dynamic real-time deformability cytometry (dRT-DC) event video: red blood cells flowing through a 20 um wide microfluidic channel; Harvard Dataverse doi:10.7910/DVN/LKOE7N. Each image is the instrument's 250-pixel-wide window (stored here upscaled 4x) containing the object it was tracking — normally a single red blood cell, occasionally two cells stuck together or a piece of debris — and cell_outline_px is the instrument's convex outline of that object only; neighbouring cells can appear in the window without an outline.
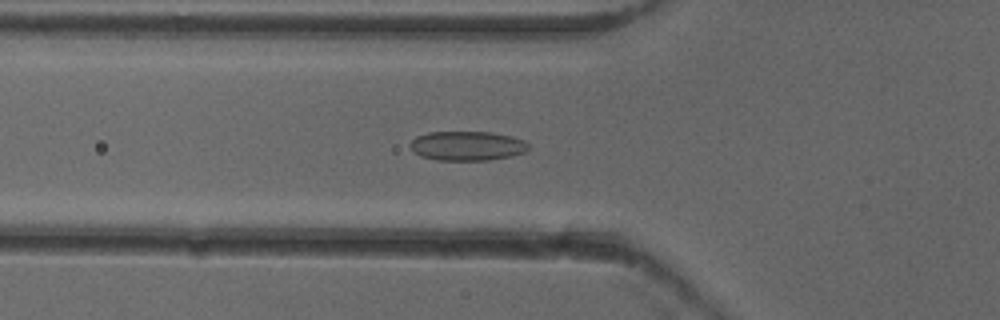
{"species": "common noctule bat (a hibernating species)", "species_latin": "Nyctalus noctula", "temperature_condition": "cold", "stored_images_in_passage": 53, "camera_frame_rate_fps": 3000, "um_per_image_px": 0.085, "animal": {"sex": "female"}, "frame": {"image": 1, "passage_image": 19, "time_ms": 6.0, "image_size_px": [1000, 320], "cell_outline_px": [[528, 148], [524, 152], [512, 156], [488, 160], [436, 160], [420, 156], [408, 144], [416, 136], [428, 132], [492, 132], [512, 136], [524, 140], [528, 144]], "centroid_in_image_um": [39.71, 12.39], "position_along_channel_um": 86.1, "area_um2": 20.29}}
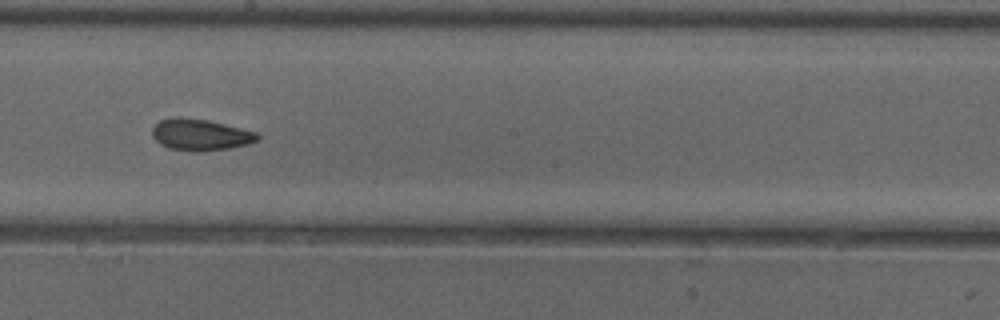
{"frame": {"image": 2, "passage_image": 30, "time_ms": 9.667, "image_size_px": [1000, 320], "cell_outline_px": [[260, 136], [256, 140], [248, 144], [228, 148], [200, 152], [192, 152], [168, 148], [160, 144], [152, 136], [152, 128], [160, 120], [176, 116], [180, 116], [208, 120], [256, 132]], "centroid_in_image_um": [16.98, 11.45], "position_along_channel_um": 231.2, "area_um2": 19.36}}
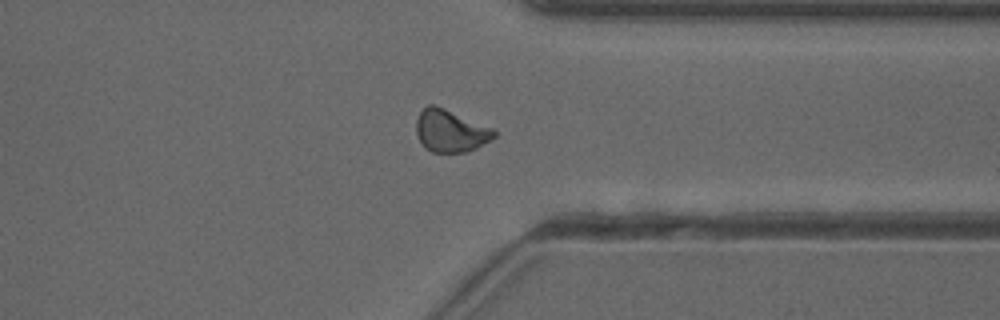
{"frame": {"image": 3, "passage_image": 41, "time_ms": 13.333, "image_size_px": [1000, 320], "cell_outline_px": [[496, 136], [492, 140], [468, 152], [432, 152], [424, 148], [416, 132], [416, 120], [420, 112], [428, 104], [436, 104], [496, 128]], "centroid_in_image_um": [38.33, 11.11], "position_along_channel_um": 373.1, "area_um2": 19.71}, "authors_computed_cell_mechanics": {"area_um2": 19.3052, "velocity_mm_per_s": 3.9329, "shape_relaxation_time_tau1_ms": 7.9038, "shape_relaxation_time_tau2_ms": 1.7913, "deformation_change_tau1": 0.1311, "deformation_change_tau2": 0.0651}}